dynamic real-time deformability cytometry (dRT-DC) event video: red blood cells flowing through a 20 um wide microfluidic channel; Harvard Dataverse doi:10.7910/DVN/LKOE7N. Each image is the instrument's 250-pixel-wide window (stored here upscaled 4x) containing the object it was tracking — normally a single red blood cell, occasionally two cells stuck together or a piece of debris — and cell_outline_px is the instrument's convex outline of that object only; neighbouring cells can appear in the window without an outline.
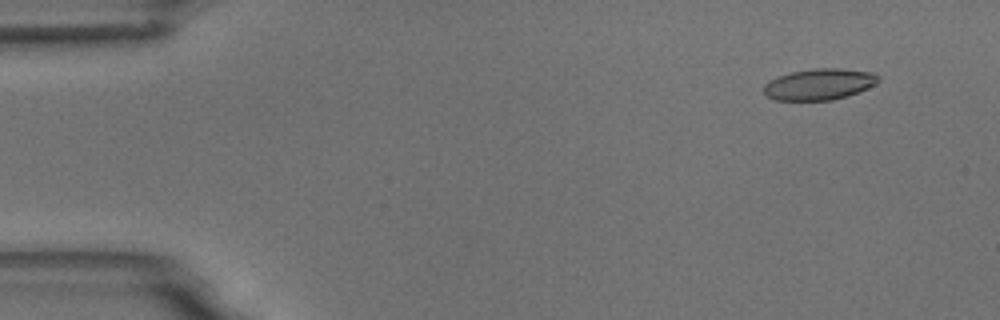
{"species": "common noctule bat (a hibernating species)", "species_latin": "Nyctalus noctula", "temperature_condition": "room temperature", "stored_images_in_passage": 6, "camera_frame_rate_fps": 3000, "um_per_image_px": 0.085, "animal": {"sex": "male", "body_mass_g": 18.8}, "frame": {"image": 1, "passage_image": 2, "time_ms": 1.333, "image_size_px": [1000, 320], "cell_outline_px": [[880, 80], [876, 84], [868, 88], [832, 100], [776, 100], [768, 96], [764, 92], [764, 84], [768, 80], [776, 76], [792, 72], [816, 68], [840, 68], [872, 72]], "centroid_in_image_um": [69.61, 7.15], "position_along_channel_um": 15.4, "area_um2": 20.69}}
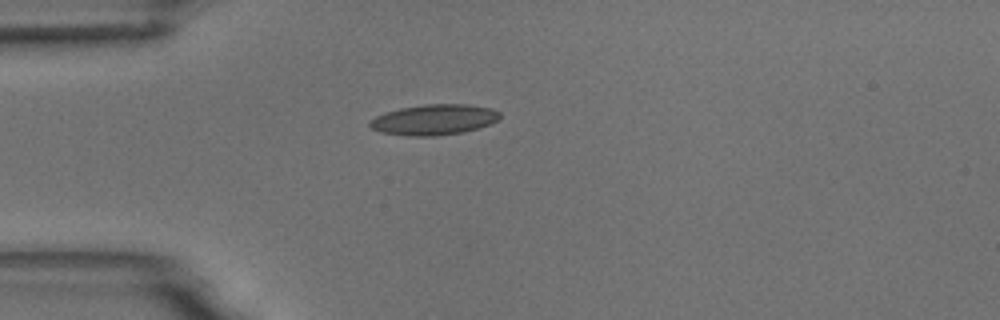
{"frame": {"image": 2, "passage_image": 5, "time_ms": 4.667, "image_size_px": [1000, 320], "cell_outline_px": [[500, 116], [492, 124], [464, 132], [436, 136], [408, 136], [380, 132], [372, 128], [368, 124], [376, 116], [384, 112], [400, 108], [424, 104], [464, 104], [492, 108], [500, 112]], "centroid_in_image_um": [36.9, 10.17], "position_along_channel_um": 48.1, "area_um2": 23.24}}